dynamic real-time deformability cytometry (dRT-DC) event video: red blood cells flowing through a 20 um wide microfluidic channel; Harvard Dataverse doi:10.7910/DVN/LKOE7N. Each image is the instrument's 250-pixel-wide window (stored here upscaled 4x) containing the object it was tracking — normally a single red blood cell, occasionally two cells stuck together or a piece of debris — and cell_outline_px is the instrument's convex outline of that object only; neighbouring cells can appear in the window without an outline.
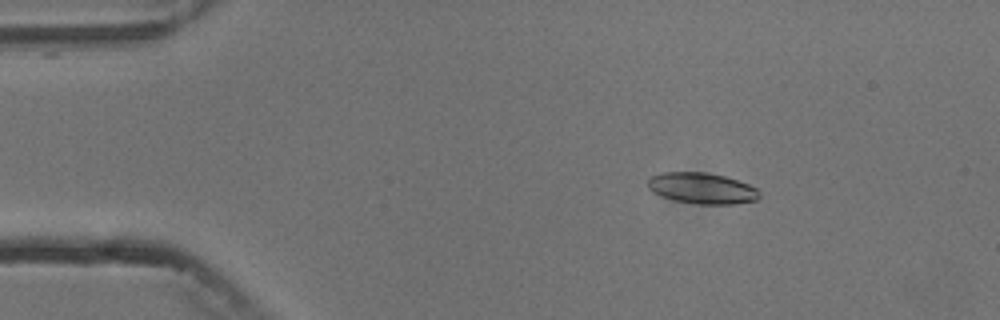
{"species": "common noctule bat (a hibernating species)", "species_latin": "Nyctalus noctula", "temperature_condition": "cold", "stored_images_in_passage": 5, "camera_frame_rate_fps": 3000, "um_per_image_px": 0.085, "animal": {"sex": "male", "body_mass_g": 13.3}, "frame": {"image": 1, "passage_image": 3, "time_ms": 2.333, "image_size_px": [1000, 320], "cell_outline_px": [[760, 196], [756, 200], [732, 204], [696, 204], [676, 200], [652, 192], [648, 188], [648, 176], [660, 172], [704, 172], [724, 176], [748, 184], [756, 188], [760, 192]], "centroid_in_image_um": [59.64, 15.99], "position_along_channel_um": 25.4, "area_um2": 20.11}}